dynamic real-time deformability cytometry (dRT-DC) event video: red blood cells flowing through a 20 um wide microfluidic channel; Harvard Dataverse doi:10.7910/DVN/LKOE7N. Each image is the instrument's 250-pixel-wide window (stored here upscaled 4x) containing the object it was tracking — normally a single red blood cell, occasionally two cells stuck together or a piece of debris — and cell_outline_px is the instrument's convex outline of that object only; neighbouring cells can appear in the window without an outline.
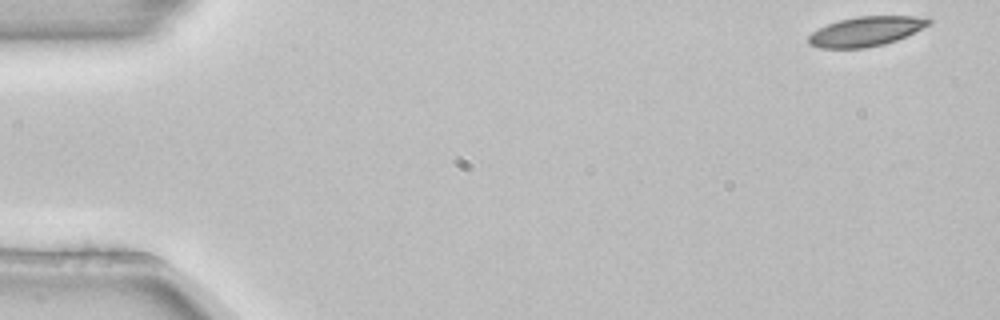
{"species": "common noctule bat (a hibernating species)", "species_latin": "Nyctalus noctula", "temperature_condition": "room temperature", "stored_images_in_passage": 5, "camera_frame_rate_fps": 3000, "um_per_image_px": 0.085, "animal": {"sex": "female", "body_mass_g": 22.7, "forearm_length_mm": 54.2}, "frame": {"image": 1, "passage_image": 1, "time_ms": 0.0, "image_size_px": [1000, 320], "cell_outline_px": [[932, 24], [896, 40], [884, 44], [864, 48], [820, 48], [808, 44], [808, 36], [812, 32], [828, 24], [840, 20], [856, 16], [928, 16], [932, 20]], "centroid_in_image_um": [73.64, 2.66], "position_along_channel_um": 11.4, "area_um2": 20.81}}
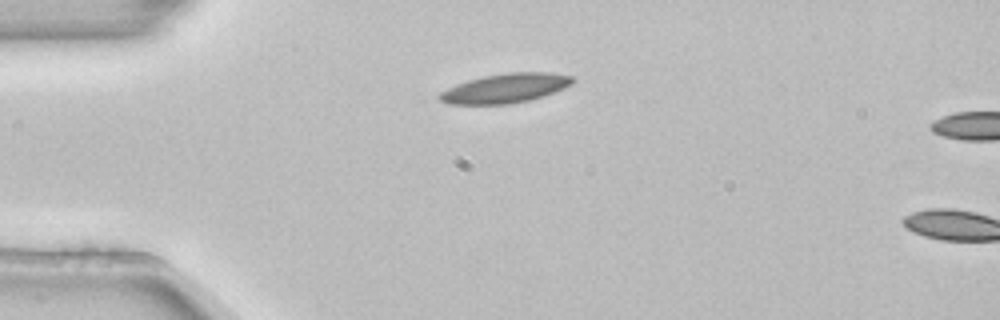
{"frame": {"image": 2, "passage_image": 4, "time_ms": 1.0, "image_size_px": [1000, 320], "cell_outline_px": [[576, 80], [572, 84], [564, 88], [544, 96], [528, 100], [508, 104], [448, 104], [440, 100], [436, 96], [440, 92], [456, 84], [468, 80], [484, 76], [508, 72], [552, 72], [572, 76]], "centroid_in_image_um": [42.96, 7.49], "position_along_channel_um": 42.0, "area_um2": 22.83}}